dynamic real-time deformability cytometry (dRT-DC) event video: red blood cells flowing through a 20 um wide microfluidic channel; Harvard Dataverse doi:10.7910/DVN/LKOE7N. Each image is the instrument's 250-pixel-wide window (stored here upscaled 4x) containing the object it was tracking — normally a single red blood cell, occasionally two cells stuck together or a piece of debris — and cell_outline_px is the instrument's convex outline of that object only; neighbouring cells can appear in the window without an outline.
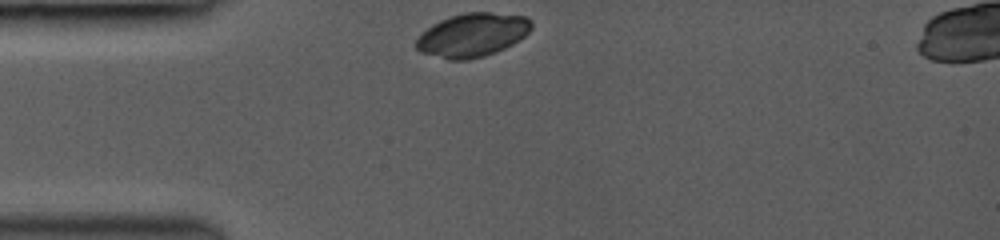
{"species": "common noctule bat (a hibernating species)", "species_latin": "Nyctalus noctula", "temperature_condition": "room temperature", "stored_images_in_passage": 51, "camera_frame_rate_fps": 3000, "um_per_image_px": 0.085, "animal": {"sex": "female", "body_mass_g": 19.0, "forearm_length_mm": 53.3}, "frame": {"image": 1, "passage_image": 1, "time_ms": 0.0, "image_size_px": [1000, 240], "cell_outline_px": [[532, 28], [520, 40], [496, 52], [484, 56], [468, 60], [448, 60], [420, 52], [416, 48], [416, 40], [432, 24], [440, 20], [464, 12], [488, 12], [528, 16], [532, 20]], "centroid_in_image_um": [40.18, 2.97], "position_along_channel_um": 44.8, "area_um2": 29.36}}
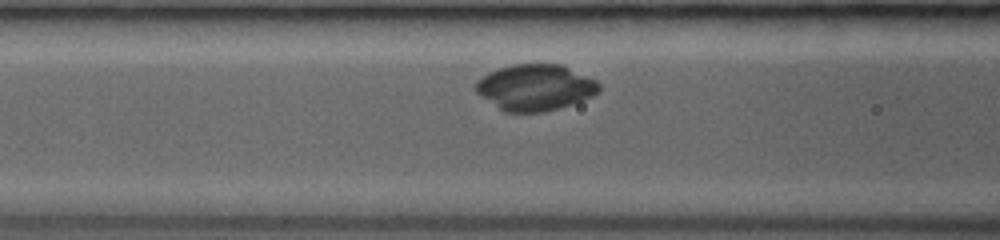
{"frame": {"image": 2, "passage_image": 19, "time_ms": 2.333, "image_size_px": [1000, 240], "cell_outline_px": [[600, 88], [592, 96], [560, 108], [544, 112], [504, 112], [480, 96], [476, 92], [476, 80], [488, 72], [512, 64], [560, 64], [596, 80], [600, 84]], "centroid_in_image_um": [45.46, 7.43], "position_along_channel_um": 121.1, "area_um2": 33.06}}
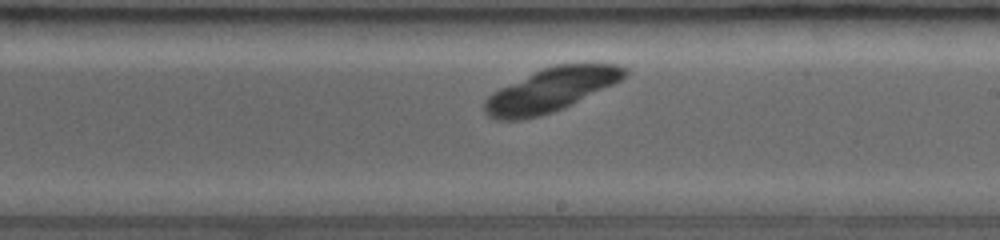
{"frame": {"image": 3, "passage_image": 32, "time_ms": 5.333, "image_size_px": [1000, 240], "cell_outline_px": [[628, 72], [620, 80], [564, 108], [540, 116], [520, 120], [496, 120], [488, 116], [484, 112], [484, 100], [492, 92], [540, 68], [556, 64], [620, 64], [628, 68]], "centroid_in_image_um": [46.78, 7.64], "position_along_channel_um": 242.2, "area_um2": 35.49}}